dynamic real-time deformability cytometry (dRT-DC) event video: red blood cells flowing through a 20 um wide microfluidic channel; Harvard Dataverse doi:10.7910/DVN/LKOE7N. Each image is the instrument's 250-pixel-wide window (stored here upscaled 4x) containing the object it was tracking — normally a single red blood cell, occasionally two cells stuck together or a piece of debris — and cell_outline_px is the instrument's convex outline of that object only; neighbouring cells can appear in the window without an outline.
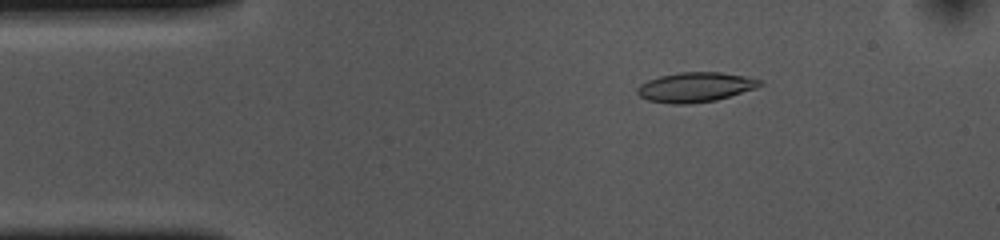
{"species": "common noctule bat (a hibernating species)", "species_latin": "Nyctalus noctula", "temperature_condition": "cold", "stored_images_in_passage": 53, "camera_frame_rate_fps": 3000, "um_per_image_px": 0.085, "animal": {"sex": "female", "body_mass_g": 10.0, "forearm_length_mm": 53.1}, "frame": {"image": 1, "passage_image": 8, "time_ms": 2.333, "image_size_px": [1000, 240], "cell_outline_px": [[764, 84], [756, 88], [716, 100], [688, 104], [672, 104], [648, 100], [640, 96], [636, 92], [636, 88], [640, 84], [648, 80], [660, 76], [680, 72], [720, 72], [744, 76], [760, 80]], "centroid_in_image_um": [59.08, 7.41], "position_along_channel_um": 25.9, "area_um2": 21.15}}
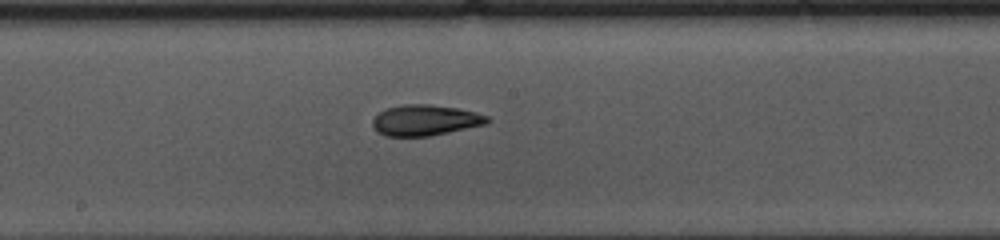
{"frame": {"image": 2, "passage_image": 27, "time_ms": 8.667, "image_size_px": [1000, 240], "cell_outline_px": [[492, 120], [488, 124], [428, 136], [384, 136], [376, 132], [372, 124], [372, 120], [380, 112], [388, 108], [404, 104], [428, 104], [456, 108], [476, 112], [488, 116]], "centroid_in_image_um": [36.16, 10.22], "position_along_channel_um": 212.0, "area_um2": 20.58}}
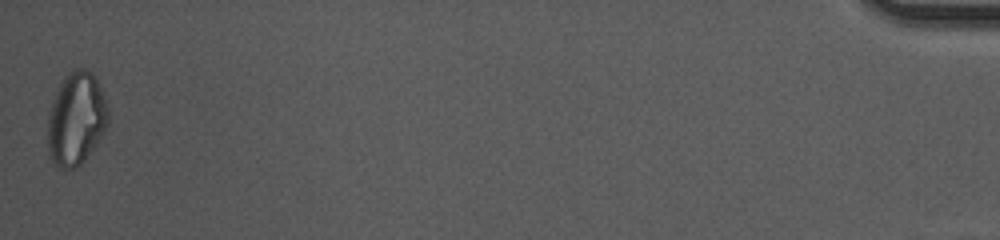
{"frame": {"image": 3, "passage_image": 53, "time_ms": 17.333, "image_size_px": [1000, 240], "cell_outline_px": [[108, 124], [104, 132], [96, 144], [84, 160], [76, 168], [60, 168], [48, 156], [48, 112], [56, 92], [64, 76], [72, 68], [84, 68], [92, 72], [96, 76], [104, 96], [108, 108]], "centroid_in_image_um": [6.47, 10.07], "position_along_channel_um": 428.7, "area_um2": 32.89}, "authors_computed_cell_mechanics": {"area_um2": 20.6924, "velocity_mm_per_s": 3.6717, "shape_relaxation_time_tau1_ms": 8.606, "shape_relaxation_time_tau2_ms": 1.7234, "deformation_change_tau1": 0.1839, "deformation_change_tau2": 0.0732}}